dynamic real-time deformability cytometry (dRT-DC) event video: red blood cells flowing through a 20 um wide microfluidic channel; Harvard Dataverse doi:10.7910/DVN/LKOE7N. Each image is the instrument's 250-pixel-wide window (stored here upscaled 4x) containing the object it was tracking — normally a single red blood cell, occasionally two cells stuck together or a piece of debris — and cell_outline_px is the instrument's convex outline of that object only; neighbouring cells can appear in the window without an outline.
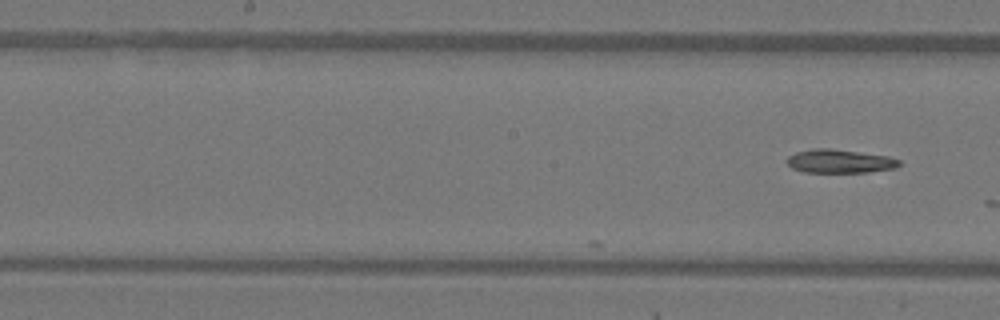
{"species": "Egyptian fruit bat (a non-hibernating species)", "species_latin": "Rousettus aegyptiacus", "temperature_condition": "warm", "stored_images_in_passage": 24, "camera_frame_rate_fps": 3000, "um_per_image_px": 0.085, "animal": {"sex": "female"}, "frame": {"image": 1, "passage_image": 24, "time_ms": 7.667, "image_size_px": [1000, 320], "cell_outline_px": [[900, 164], [896, 168], [868, 172], [804, 172], [792, 168], [788, 164], [788, 156], [796, 152], [812, 148], [832, 148], [888, 156], [900, 160]], "centroid_in_image_um": [71.38, 13.7], "position_along_channel_um": 176.8, "area_um2": 15.43}}